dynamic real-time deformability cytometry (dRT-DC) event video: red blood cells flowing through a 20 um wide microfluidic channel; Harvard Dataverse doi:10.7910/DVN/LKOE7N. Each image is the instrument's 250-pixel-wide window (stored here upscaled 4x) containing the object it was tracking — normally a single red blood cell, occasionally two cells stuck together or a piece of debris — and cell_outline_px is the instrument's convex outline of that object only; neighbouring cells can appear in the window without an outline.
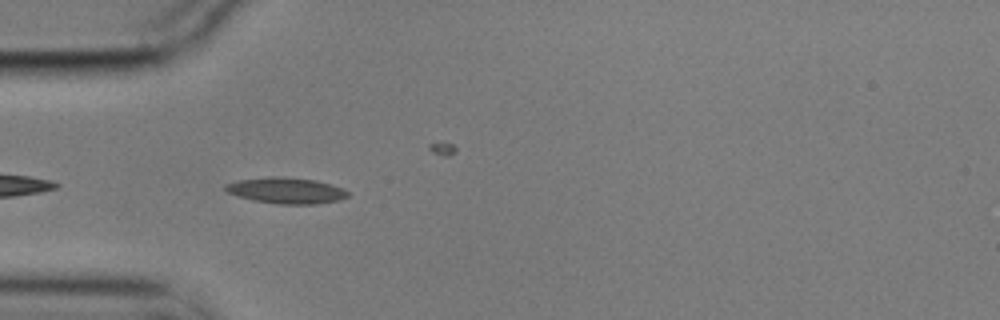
{"species": "common noctule bat (a hibernating species)", "species_latin": "Nyctalus noctula", "temperature_condition": "cold", "stored_images_in_passage": 27, "camera_frame_rate_fps": 3000, "um_per_image_px": 0.085, "animal": {"sex": "male", "body_mass_g": 17.9}, "frame": {"image": 1, "passage_image": 3, "time_ms": 0.667, "image_size_px": [1000, 320], "cell_outline_px": [[348, 196], [340, 200], [316, 204], [280, 204], [252, 200], [228, 192], [224, 188], [224, 184], [240, 180], [268, 176], [276, 176], [316, 180], [344, 188], [348, 192]], "centroid_in_image_um": [24.35, 16.19], "position_along_channel_um": 60.7, "area_um2": 18.5}}
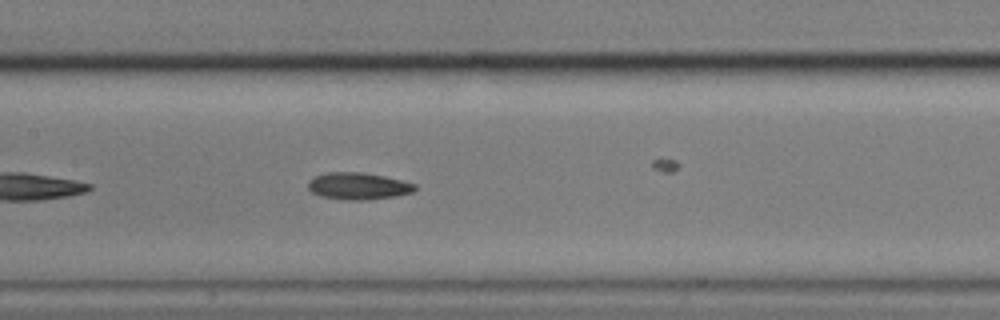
{"frame": {"image": 2, "passage_image": 13, "time_ms": 4.0, "image_size_px": [1000, 320], "cell_outline_px": [[416, 188], [412, 192], [396, 196], [368, 200], [344, 200], [320, 196], [312, 192], [308, 188], [308, 180], [316, 176], [328, 172], [360, 172], [384, 176], [416, 184]], "centroid_in_image_um": [30.43, 15.82], "position_along_channel_um": 177.0, "area_um2": 16.76}}
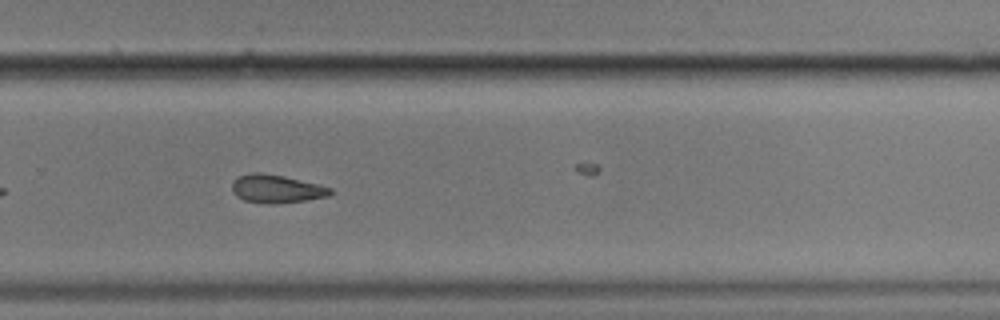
{"frame": {"image": 3, "passage_image": 24, "time_ms": 7.667, "image_size_px": [1000, 320], "cell_outline_px": [[332, 192], [328, 196], [304, 200], [276, 204], [268, 204], [244, 200], [236, 196], [232, 188], [232, 184], [240, 176], [252, 172], [260, 172], [284, 176], [332, 188]], "centroid_in_image_um": [23.49, 16.05], "position_along_channel_um": 306.3, "area_um2": 15.9}}